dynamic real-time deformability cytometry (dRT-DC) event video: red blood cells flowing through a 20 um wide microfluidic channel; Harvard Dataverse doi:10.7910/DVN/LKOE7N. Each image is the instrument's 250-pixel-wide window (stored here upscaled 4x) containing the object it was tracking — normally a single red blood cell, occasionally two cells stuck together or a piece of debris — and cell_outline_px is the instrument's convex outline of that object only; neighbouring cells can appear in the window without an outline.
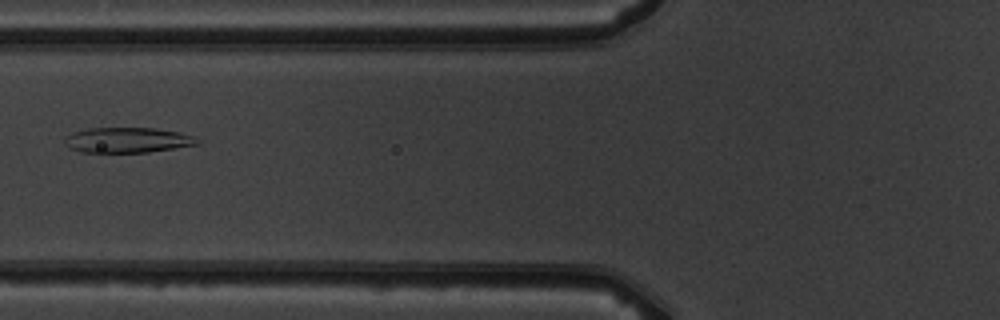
{"species": "common noctule bat (a hibernating species)", "species_latin": "Nyctalus noctula", "temperature_condition": "warm", "stored_images_in_passage": 6, "camera_frame_rate_fps": 3000, "um_per_image_px": 0.085, "animal": {"sex": "male", "body_mass_g": 19.5, "forearm_length_mm": 54.6}, "frame": {"image": 1, "passage_image": 6, "time_ms": 5.667, "image_size_px": [1000, 320], "cell_outline_px": [[200, 144], [148, 152], [80, 152], [68, 148], [64, 144], [64, 136], [72, 132], [88, 128], [156, 128], [180, 132], [196, 136]], "centroid_in_image_um": [10.81, 11.9], "position_along_channel_um": 115.0, "area_um2": 19.77}}